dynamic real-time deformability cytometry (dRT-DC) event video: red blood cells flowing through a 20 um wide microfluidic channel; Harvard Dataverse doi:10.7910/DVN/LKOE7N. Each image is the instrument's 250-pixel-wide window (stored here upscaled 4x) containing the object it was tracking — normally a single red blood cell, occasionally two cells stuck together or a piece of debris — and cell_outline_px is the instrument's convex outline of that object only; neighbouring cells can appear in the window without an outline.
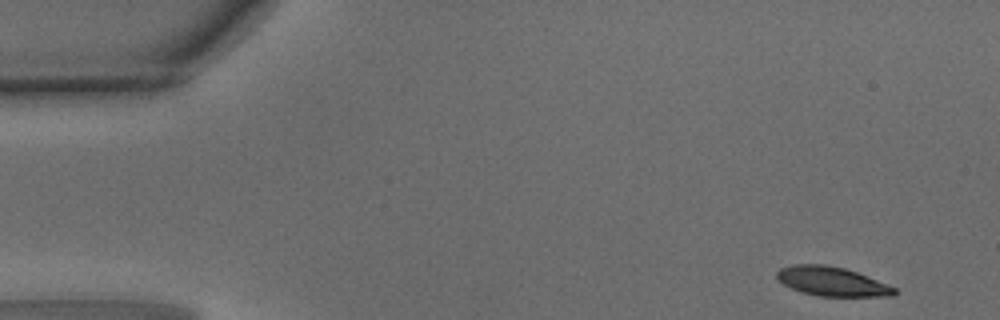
{"species": "common noctule bat (a hibernating species)", "species_latin": "Nyctalus noctula", "temperature_condition": "warm", "stored_images_in_passage": 42, "camera_frame_rate_fps": 3000, "um_per_image_px": 0.085, "animal": {"sex": "male", "body_mass_g": 15.6}, "frame": {"image": 1, "passage_image": 1, "time_ms": 0.0, "image_size_px": [1000, 320], "cell_outline_px": [[896, 292], [892, 296], [816, 296], [792, 288], [784, 284], [776, 276], [776, 272], [780, 268], [792, 264], [824, 264], [844, 268], [868, 276], [896, 288]], "centroid_in_image_um": [70.7, 23.91], "position_along_channel_um": 14.3, "area_um2": 19.83}}
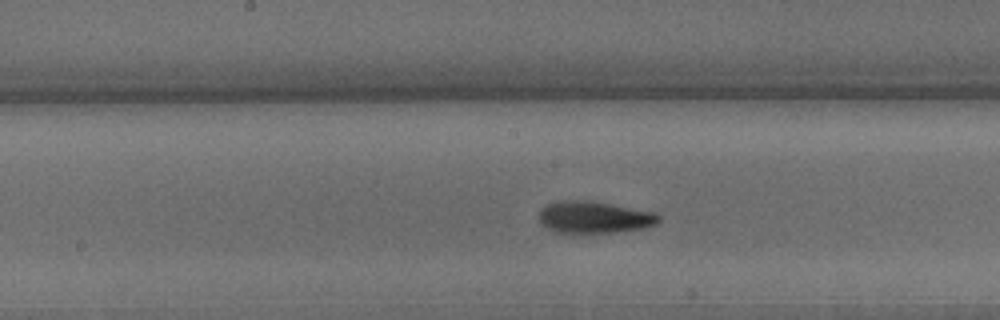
{"frame": {"image": 2, "passage_image": 22, "time_ms": 7.0, "image_size_px": [1000, 320], "cell_outline_px": [[660, 220], [656, 224], [644, 228], [612, 232], [552, 232], [540, 224], [540, 212], [544, 204], [556, 200], [592, 200], [656, 212], [660, 216]], "centroid_in_image_um": [50.49, 18.44], "position_along_channel_um": 197.7, "area_um2": 22.54}}
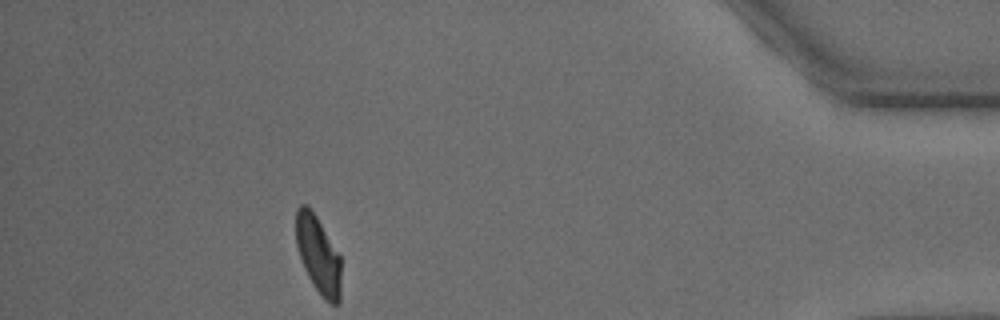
{"frame": {"image": 3, "passage_image": 41, "time_ms": 13.333, "image_size_px": [1000, 320], "cell_outline_px": [[340, 304], [328, 304], [324, 300], [308, 276], [304, 268], [296, 244], [296, 208], [300, 204], [308, 204], [316, 216], [340, 256]], "centroid_in_image_um": [27.04, 21.66], "position_along_channel_um": 408.2, "area_um2": 20.23}, "authors_computed_cell_mechanics": {"area_um2": 21.5016, "velocity_mm_per_s": 4.1732, "shape_relaxation_time_tau1_ms": 2.7249, "shape_relaxation_time_tau2_ms": 1.902, "deformation_change_tau1": 0.1627, "deformation_change_tau2": 0.0791}}